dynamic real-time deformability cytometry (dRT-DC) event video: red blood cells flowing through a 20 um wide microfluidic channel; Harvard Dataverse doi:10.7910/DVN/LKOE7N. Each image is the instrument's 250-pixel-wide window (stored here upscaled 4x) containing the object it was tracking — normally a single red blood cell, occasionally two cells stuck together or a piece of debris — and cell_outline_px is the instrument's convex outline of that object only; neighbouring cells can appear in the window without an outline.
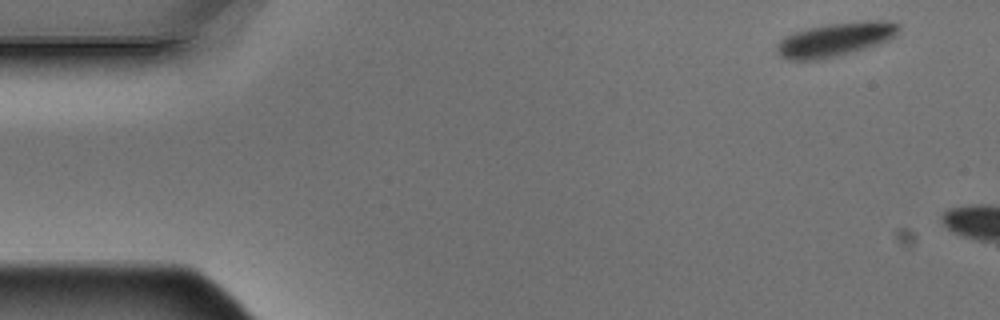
{"species": "Egyptian fruit bat (a non-hibernating species)", "species_latin": "Rousettus aegyptiacus", "temperature_condition": "warm", "stored_images_in_passage": 2, "camera_frame_rate_fps": 3000, "um_per_image_px": 0.085, "animal": {"sex": "male"}, "frame": {"image": 1, "passage_image": 1, "time_ms": 0.0, "image_size_px": [1000, 320], "cell_outline_px": [[900, 28], [896, 36], [888, 40], [864, 48], [816, 60], [788, 60], [780, 56], [776, 48], [776, 44], [784, 36], [808, 28], [828, 24], [864, 20], [892, 20], [900, 24]], "centroid_in_image_um": [71.02, 3.32], "position_along_channel_um": 14.0, "area_um2": 23.81}}